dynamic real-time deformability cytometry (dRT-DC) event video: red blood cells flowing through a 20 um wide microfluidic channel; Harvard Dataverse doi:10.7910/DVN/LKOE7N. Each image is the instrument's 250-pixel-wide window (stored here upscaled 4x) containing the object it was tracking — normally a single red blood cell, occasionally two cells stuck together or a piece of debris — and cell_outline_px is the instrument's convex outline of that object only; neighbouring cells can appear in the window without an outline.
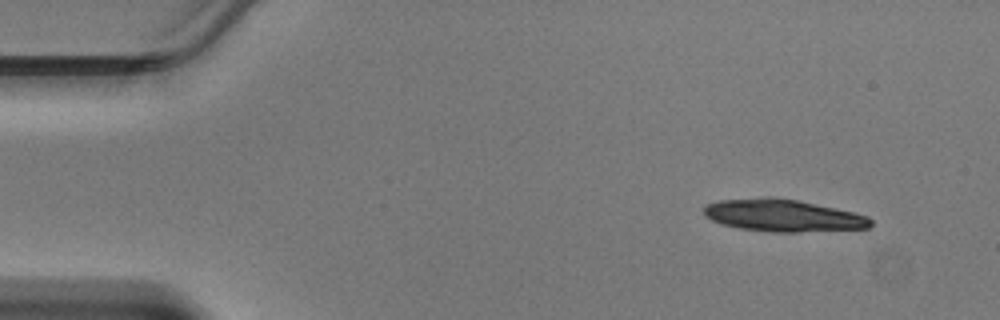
{"species": "Egyptian fruit bat (a non-hibernating species)", "species_latin": "Rousettus aegyptiacus", "temperature_condition": "warm", "stored_images_in_passage": 11, "camera_frame_rate_fps": 3000, "um_per_image_px": 0.085, "animal": {"sex": "male"}, "frame": {"image": 1, "passage_image": 2, "time_ms": 0.333, "image_size_px": [1000, 320], "cell_outline_px": [[872, 224], [868, 228], [796, 232], [772, 232], [740, 228], [724, 224], [712, 220], [704, 216], [704, 208], [708, 204], [720, 200], [768, 196], [772, 196], [796, 200], [856, 212], [868, 216], [872, 220]], "centroid_in_image_um": [66.57, 18.31], "position_along_channel_um": 18.4, "area_um2": 31.27}}